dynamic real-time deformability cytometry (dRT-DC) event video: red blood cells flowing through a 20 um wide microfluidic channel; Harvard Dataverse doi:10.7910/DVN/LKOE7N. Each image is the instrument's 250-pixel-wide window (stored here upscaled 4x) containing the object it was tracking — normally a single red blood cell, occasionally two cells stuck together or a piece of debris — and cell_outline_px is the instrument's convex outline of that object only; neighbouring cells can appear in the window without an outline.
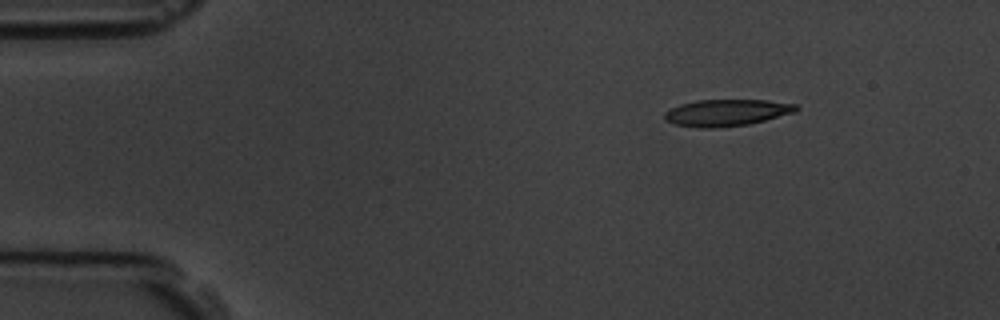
{"species": "common noctule bat (a hibernating species)", "species_latin": "Nyctalus noctula", "temperature_condition": "room temperature", "stored_images_in_passage": 11, "camera_frame_rate_fps": 3000, "um_per_image_px": 0.085, "animal": {"sex": "male", "body_mass_g": 19.5, "forearm_length_mm": 54.6}, "frame": {"image": 1, "passage_image": 1, "time_ms": 0.0, "image_size_px": [1000, 320], "cell_outline_px": [[800, 108], [796, 112], [748, 124], [712, 128], [700, 128], [676, 124], [664, 120], [664, 112], [680, 104], [696, 100], [768, 100], [796, 104]], "centroid_in_image_um": [61.77, 9.57], "position_along_channel_um": 23.2, "area_um2": 20.4}}
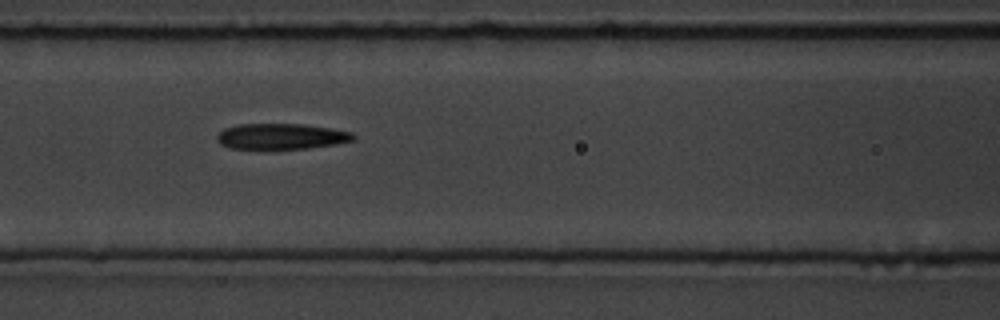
{"frame": {"image": 2, "passage_image": 5, "time_ms": 5.333, "image_size_px": [1000, 320], "cell_outline_px": [[356, 140], [336, 144], [308, 148], [228, 148], [220, 144], [216, 140], [216, 136], [224, 128], [240, 124], [300, 124], [328, 128], [352, 132], [356, 136]], "centroid_in_image_um": [23.9, 11.59], "position_along_channel_um": 142.7, "area_um2": 20.29}}
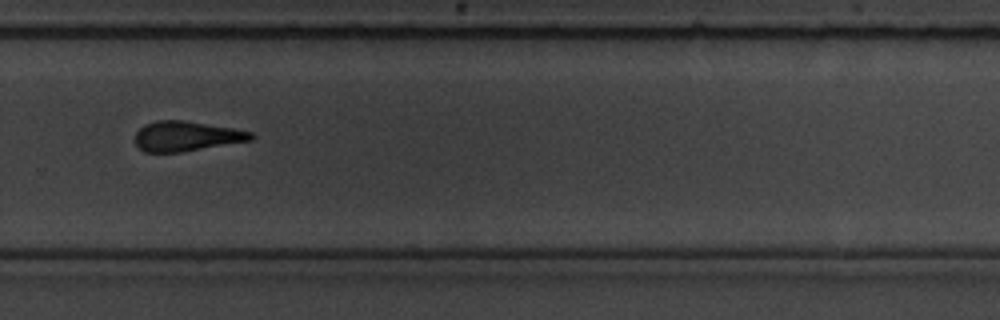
{"frame": {"image": 3, "passage_image": 9, "time_ms": 10.0, "image_size_px": [1000, 320], "cell_outline_px": [[256, 136], [252, 140], [180, 152], [144, 152], [136, 144], [136, 132], [144, 124], [156, 120], [184, 120], [232, 128], [252, 132]], "centroid_in_image_um": [15.84, 11.57], "position_along_channel_um": 314.0, "area_um2": 20.11}, "authors_computed_cell_mechanics": {"area_um2": 21.2126, "velocity_mm_per_s": 3.6873, "shape_relaxation_time_tau1_ms": null, "shape_relaxation_time_tau2_ms": 4.625, "deformation_change_tau1": null, "deformation_change_tau2": 0.1671}}